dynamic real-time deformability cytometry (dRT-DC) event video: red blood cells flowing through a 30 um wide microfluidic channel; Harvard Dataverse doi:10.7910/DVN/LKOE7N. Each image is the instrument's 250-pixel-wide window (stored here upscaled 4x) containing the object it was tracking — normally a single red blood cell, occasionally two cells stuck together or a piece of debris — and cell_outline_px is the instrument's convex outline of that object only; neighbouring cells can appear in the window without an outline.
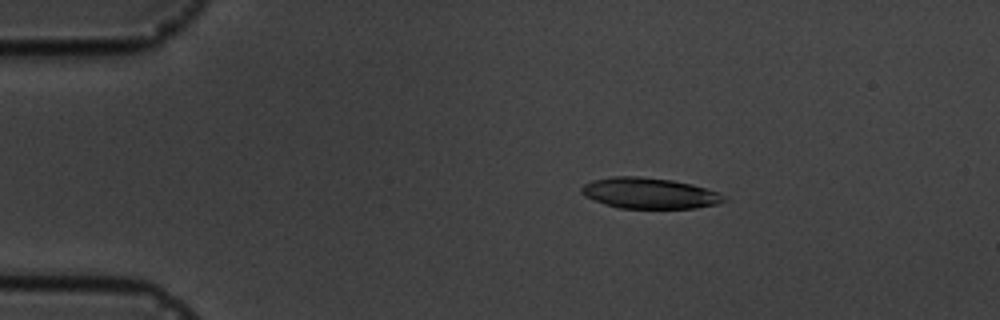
{"species": "common noctule bat (a hibernating species)", "species_latin": "Nyctalus noctula", "temperature_condition": "cold", "stored_images_in_passage": 8, "camera_frame_rate_fps": 3000, "um_per_image_px": 0.085, "animal": {"sex": "male", "body_mass_g": 19.5, "forearm_length_mm": 54.6}, "frame": {"image": 1, "passage_image": 3, "time_ms": 2.333, "image_size_px": [1000, 320], "cell_outline_px": [[728, 200], [716, 204], [696, 208], [620, 208], [604, 204], [584, 196], [580, 192], [580, 188], [584, 184], [592, 180], [612, 176], [640, 176], [672, 180], [692, 184], [720, 192]], "centroid_in_image_um": [55.19, 16.42], "position_along_channel_um": 29.8, "area_um2": 25.78}}
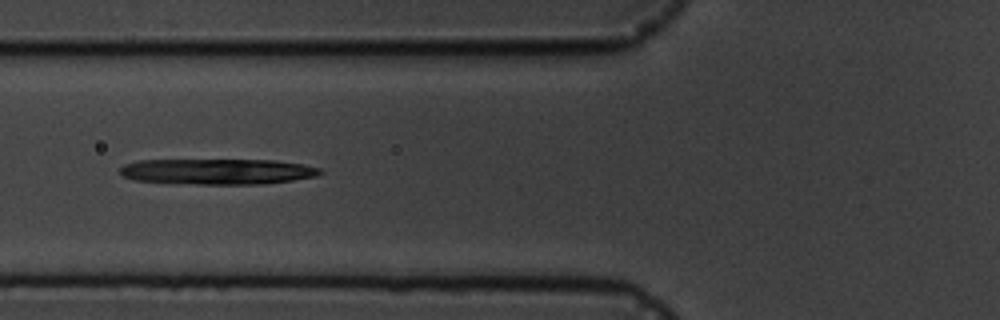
{"frame": {"image": 2, "passage_image": 6, "time_ms": 6.0, "image_size_px": [1000, 320], "cell_outline_px": [[324, 172], [316, 176], [292, 180], [264, 184], [196, 184], [136, 180], [120, 176], [120, 168], [124, 164], [140, 160], [276, 160], [304, 164], [320, 168]], "centroid_in_image_um": [18.51, 14.57], "position_along_channel_um": 107.3, "area_um2": 30.0}}
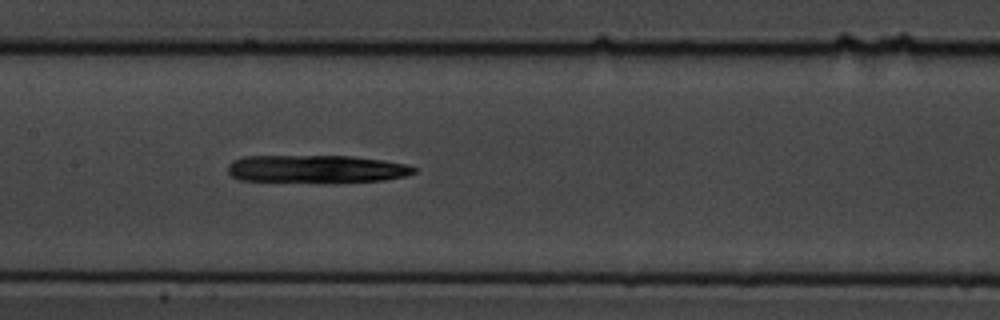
{"frame": {"image": 3, "passage_image": 8, "time_ms": 8.0, "image_size_px": [1000, 320], "cell_outline_px": [[416, 172], [404, 176], [384, 180], [336, 184], [324, 184], [240, 180], [232, 176], [228, 172], [228, 164], [232, 160], [244, 156], [352, 156], [384, 160], [408, 164], [416, 168]], "centroid_in_image_um": [26.9, 14.39], "position_along_channel_um": 180.5, "area_um2": 31.33}}